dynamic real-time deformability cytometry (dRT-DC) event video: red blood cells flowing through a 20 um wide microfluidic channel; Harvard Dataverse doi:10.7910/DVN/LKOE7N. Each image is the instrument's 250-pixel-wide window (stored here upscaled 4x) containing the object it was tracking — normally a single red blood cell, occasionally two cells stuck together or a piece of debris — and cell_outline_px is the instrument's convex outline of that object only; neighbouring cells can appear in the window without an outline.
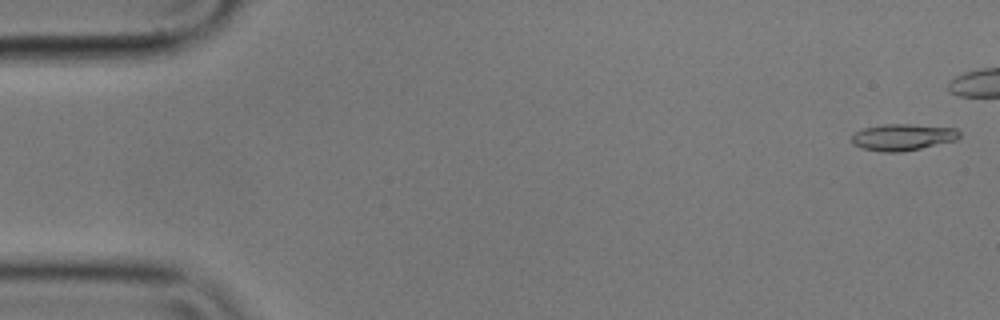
{"species": "common noctule bat (a hibernating species)", "species_latin": "Nyctalus noctula", "temperature_condition": "cold", "stored_images_in_passage": 46, "camera_frame_rate_fps": 3000, "um_per_image_px": 0.085, "animal": {"sex": "male", "body_mass_g": 17.9}, "frame": {"image": 1, "passage_image": 2, "time_ms": 0.333, "image_size_px": [1000, 320], "cell_outline_px": [[960, 136], [956, 140], [920, 148], [900, 152], [884, 152], [864, 148], [852, 144], [852, 136], [856, 132], [864, 128], [884, 124], [908, 124], [956, 128], [960, 132]], "centroid_in_image_um": [76.74, 11.65], "position_along_channel_um": 8.3, "area_um2": 16.47}}
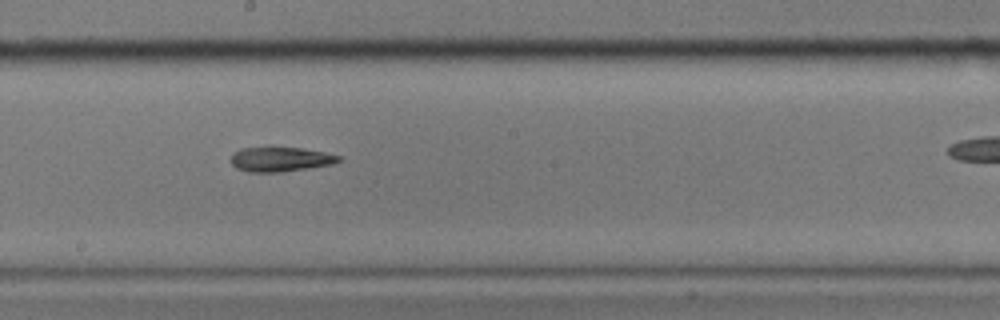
{"frame": {"image": 2, "passage_image": 31, "time_ms": 10.0, "image_size_px": [1000, 320], "cell_outline_px": [[344, 160], [332, 164], [284, 172], [248, 172], [236, 168], [232, 164], [232, 152], [240, 148], [272, 144], [304, 148], [324, 152], [340, 156]], "centroid_in_image_um": [23.81, 13.48], "position_along_channel_um": 224.4, "area_um2": 16.36}}
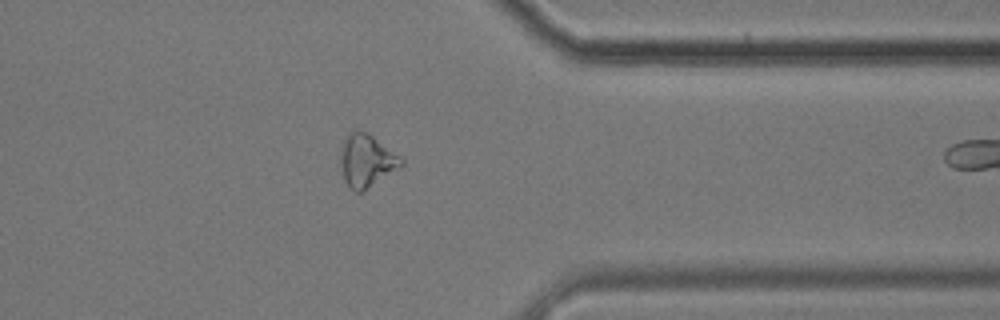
{"frame": {"image": 3, "passage_image": 45, "time_ms": 14.667, "image_size_px": [1000, 320], "cell_outline_px": [[404, 164], [400, 168], [364, 192], [356, 192], [348, 188], [344, 180], [340, 164], [340, 152], [344, 140], [352, 128], [356, 128], [372, 136], [400, 156], [404, 160]], "centroid_in_image_um": [31.14, 13.68], "position_along_channel_um": 380.3, "area_um2": 18.96}}